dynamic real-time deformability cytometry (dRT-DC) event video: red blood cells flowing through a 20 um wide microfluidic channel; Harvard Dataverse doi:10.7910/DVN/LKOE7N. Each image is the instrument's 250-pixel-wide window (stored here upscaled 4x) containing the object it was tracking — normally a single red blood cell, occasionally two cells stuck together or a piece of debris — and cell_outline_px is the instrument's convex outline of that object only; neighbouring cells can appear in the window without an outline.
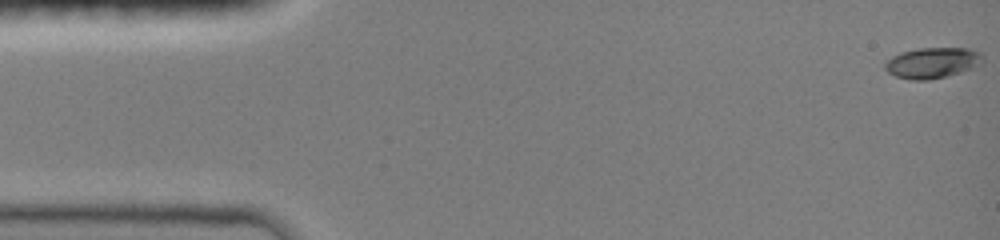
{"species": "common noctule bat (a hibernating species)", "species_latin": "Nyctalus noctula", "temperature_condition": "room temperature", "stored_images_in_passage": 12, "camera_frame_rate_fps": 3000, "um_per_image_px": 0.085, "animal": {"sex": "female", "body_mass_g": 19.0, "forearm_length_mm": 51.5}, "frame": {"image": 1, "passage_image": 1, "time_ms": 0.0, "image_size_px": [1000, 240], "cell_outline_px": [[984, 56], [980, 64], [972, 68], [960, 72], [928, 80], [912, 80], [896, 76], [888, 72], [884, 68], [884, 64], [892, 56], [900, 52], [920, 48], [968, 48], [980, 52]], "centroid_in_image_um": [79.24, 5.33], "position_along_channel_um": 5.8, "area_um2": 17.4}}
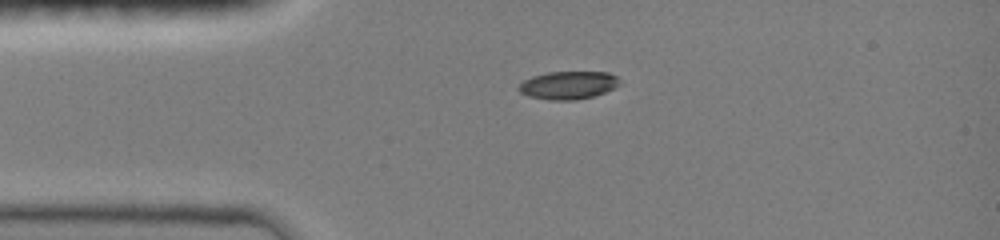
{"frame": {"image": 2, "passage_image": 9, "time_ms": 2.667, "image_size_px": [1000, 240], "cell_outline_px": [[620, 84], [616, 88], [592, 96], [576, 100], [548, 100], [528, 96], [520, 92], [516, 88], [524, 80], [532, 76], [548, 72], [608, 72], [616, 76], [620, 80]], "centroid_in_image_um": [48.3, 7.24], "position_along_channel_um": 36.7, "area_um2": 16.53}}